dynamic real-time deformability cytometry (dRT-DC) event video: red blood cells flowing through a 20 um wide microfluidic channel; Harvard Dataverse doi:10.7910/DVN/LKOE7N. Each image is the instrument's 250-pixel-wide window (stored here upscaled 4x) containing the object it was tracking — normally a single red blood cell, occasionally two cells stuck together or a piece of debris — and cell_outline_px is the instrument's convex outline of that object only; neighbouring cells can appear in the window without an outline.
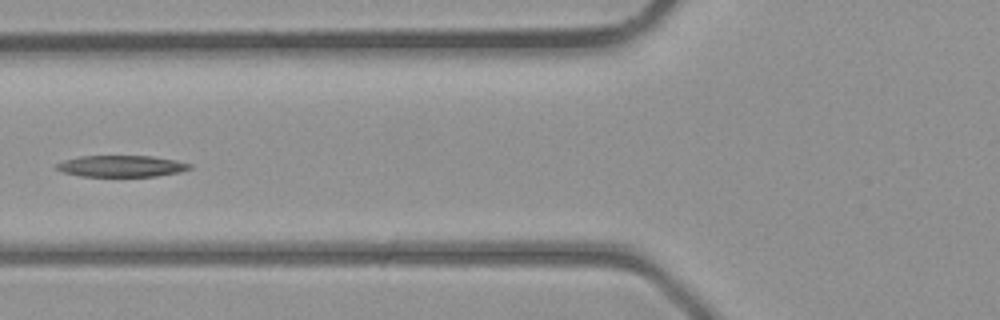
{"species": "common noctule bat (a hibernating species)", "species_latin": "Nyctalus noctula", "temperature_condition": "room temperature", "stored_images_in_passage": 3, "camera_frame_rate_fps": 3000, "um_per_image_px": 0.085, "animal": {"sex": "male", "body_mass_g": 23.1, "forearm_length_mm": 52.7}, "frame": {"image": 1, "passage_image": 3, "time_ms": 3.333, "image_size_px": [1000, 320], "cell_outline_px": [[192, 168], [180, 172], [156, 176], [80, 176], [64, 172], [56, 168], [56, 164], [64, 160], [80, 156], [152, 156], [176, 160], [192, 164]], "centroid_in_image_um": [10.35, 14.12], "position_along_channel_um": 115.4, "area_um2": 16.59}}